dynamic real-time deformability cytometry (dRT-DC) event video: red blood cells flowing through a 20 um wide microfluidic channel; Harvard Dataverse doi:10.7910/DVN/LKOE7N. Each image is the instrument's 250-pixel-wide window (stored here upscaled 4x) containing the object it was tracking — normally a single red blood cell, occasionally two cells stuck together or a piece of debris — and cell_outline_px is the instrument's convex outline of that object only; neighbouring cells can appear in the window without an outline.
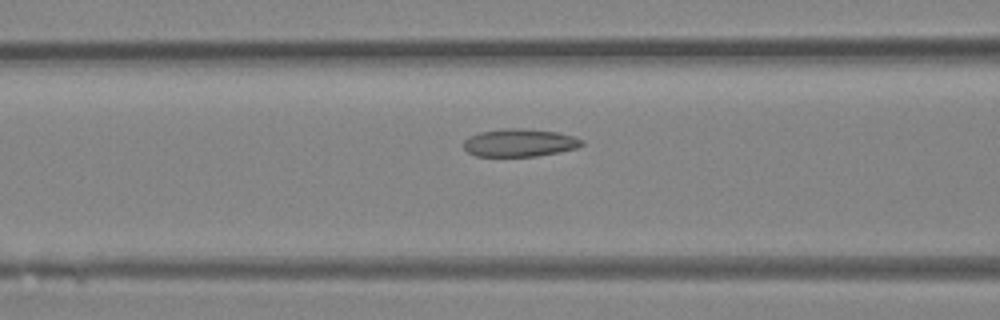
{"species": "Egyptian fruit bat (a non-hibernating species)", "species_latin": "Rousettus aegyptiacus", "temperature_condition": "room temperature", "stored_images_in_passage": 44, "camera_frame_rate_fps": 3000, "um_per_image_px": 0.085, "animal": {"sex": "female"}, "frame": {"image": 1, "passage_image": 16, "time_ms": 5.0, "image_size_px": [1000, 320], "cell_outline_px": [[584, 144], [576, 148], [560, 152], [536, 156], [476, 156], [468, 152], [464, 148], [464, 140], [468, 136], [480, 132], [504, 128], [524, 128], [556, 132], [572, 136], [584, 140]], "centroid_in_image_um": [44.16, 12.13], "position_along_channel_um": 122.4, "area_um2": 19.19}}
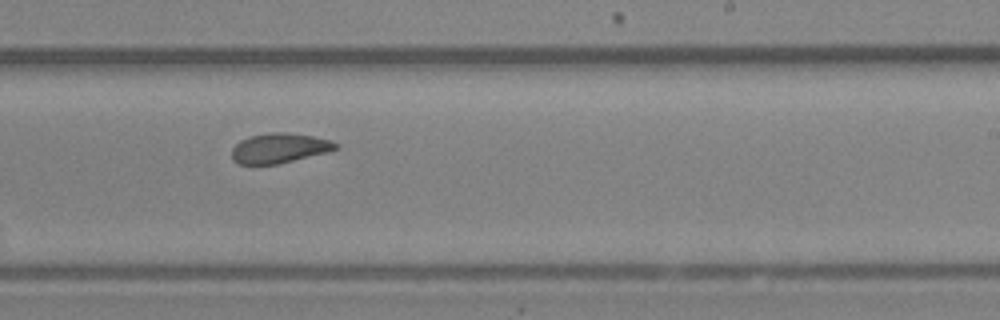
{"frame": {"image": 2, "passage_image": 26, "time_ms": 8.333, "image_size_px": [1000, 320], "cell_outline_px": [[340, 144], [336, 148], [328, 152], [276, 164], [240, 164], [232, 160], [232, 148], [240, 140], [248, 136], [268, 132], [284, 132], [312, 136], [332, 140]], "centroid_in_image_um": [23.73, 12.58], "position_along_channel_um": 265.3, "area_um2": 18.09}}
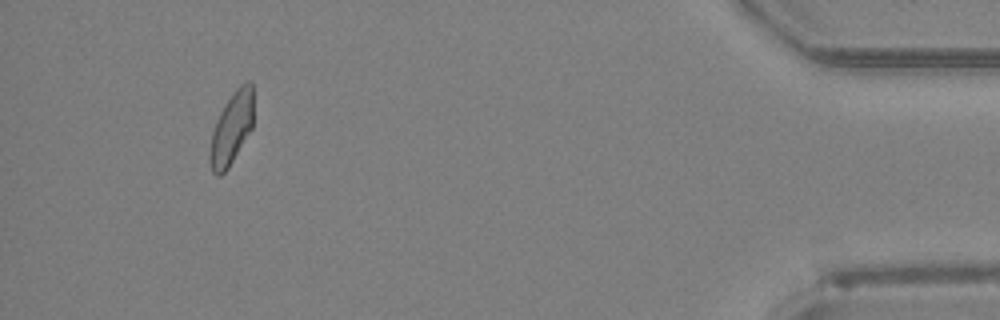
{"frame": {"image": 3, "passage_image": 41, "time_ms": 13.333, "image_size_px": [1000, 320], "cell_outline_px": [[252, 128], [228, 168], [220, 176], [216, 176], [212, 172], [208, 156], [208, 152], [212, 132], [216, 120], [220, 112], [236, 88], [240, 84], [248, 80], [252, 80]], "centroid_in_image_um": [19.65, 10.93], "position_along_channel_um": 415.5, "area_um2": 18.26}, "authors_computed_cell_mechanics": {"area_um2": 18.6983, "velocity_mm_per_s": 4.3241, "shape_relaxation_time_tau1_ms": null, "shape_relaxation_time_tau2_ms": 1.5966, "deformation_change_tau1": null, "deformation_change_tau2": 0.0697}}